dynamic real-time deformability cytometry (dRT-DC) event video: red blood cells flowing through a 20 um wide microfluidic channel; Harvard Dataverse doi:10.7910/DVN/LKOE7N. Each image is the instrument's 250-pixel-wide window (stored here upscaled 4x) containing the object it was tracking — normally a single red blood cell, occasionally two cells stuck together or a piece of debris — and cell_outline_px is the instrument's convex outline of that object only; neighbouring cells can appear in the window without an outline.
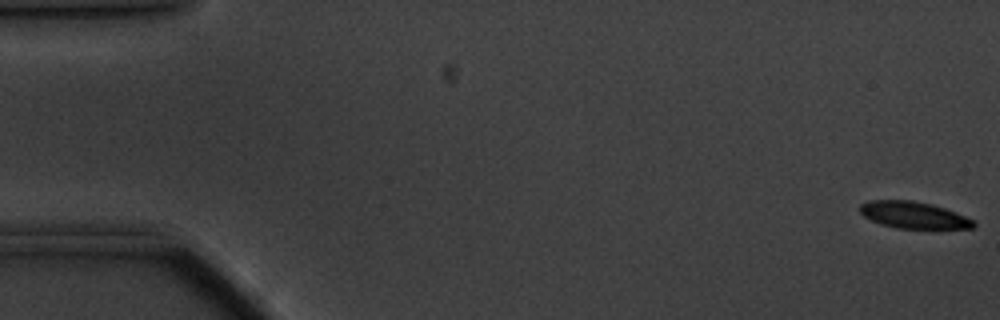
{"species": "common noctule bat (a hibernating species)", "species_latin": "Nyctalus noctula", "temperature_condition": "cold", "stored_images_in_passage": 59, "segment_of_instrument_passage": [1, 2], "camera_frame_rate_fps": 3000, "um_per_image_px": 0.085, "animal": {"sex": "male", "body_mass_g": 20.1, "forearm_length_mm": 53.5}, "frame": {"image": 1, "passage_image": 1, "time_ms": 0.0, "image_size_px": [1000, 320], "cell_outline_px": [[972, 228], [904, 228], [884, 224], [868, 216], [860, 208], [864, 204], [880, 200], [900, 200], [924, 204], [940, 208], [952, 212], [972, 220]], "centroid_in_image_um": [77.69, 18.3], "position_along_channel_um": 7.3, "area_um2": 15.9}}
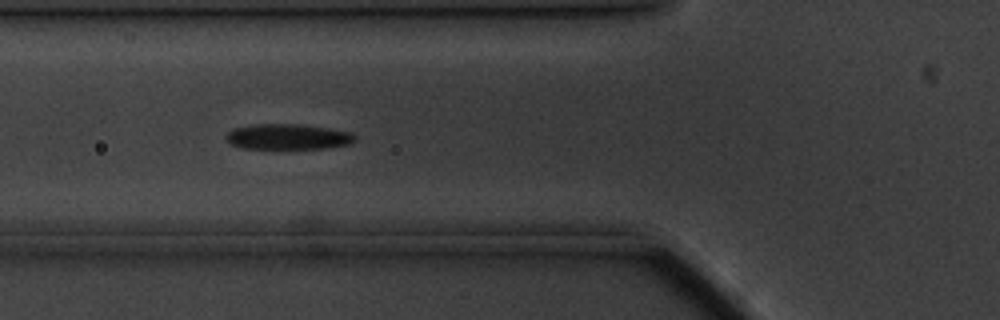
{"frame": {"image": 2, "passage_image": 21, "time_ms": 6.667, "image_size_px": [1000, 320], "cell_outline_px": [[352, 136], [348, 140], [340, 144], [312, 148], [256, 148], [236, 144], [228, 140], [228, 136], [232, 132], [240, 128], [312, 128], [340, 132]], "centroid_in_image_um": [24.38, 11.71], "position_along_channel_um": 101.4, "area_um2": 15.03}}
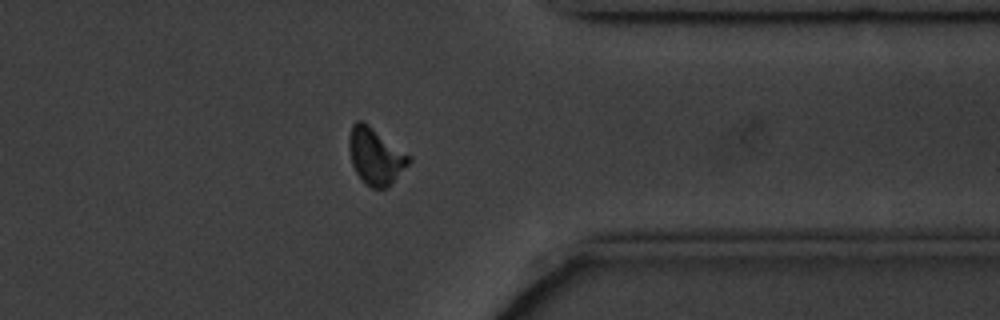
{"frame": {"image": 3, "passage_image": 46, "time_ms": 15.0, "image_size_px": [1000, 320], "cell_outline_px": [[408, 160], [388, 184], [384, 188], [376, 188], [368, 184], [360, 176], [352, 160], [352, 128], [356, 124], [364, 124], [408, 156]], "centroid_in_image_um": [31.91, 13.34], "position_along_channel_um": 379.5, "area_um2": 16.65}}